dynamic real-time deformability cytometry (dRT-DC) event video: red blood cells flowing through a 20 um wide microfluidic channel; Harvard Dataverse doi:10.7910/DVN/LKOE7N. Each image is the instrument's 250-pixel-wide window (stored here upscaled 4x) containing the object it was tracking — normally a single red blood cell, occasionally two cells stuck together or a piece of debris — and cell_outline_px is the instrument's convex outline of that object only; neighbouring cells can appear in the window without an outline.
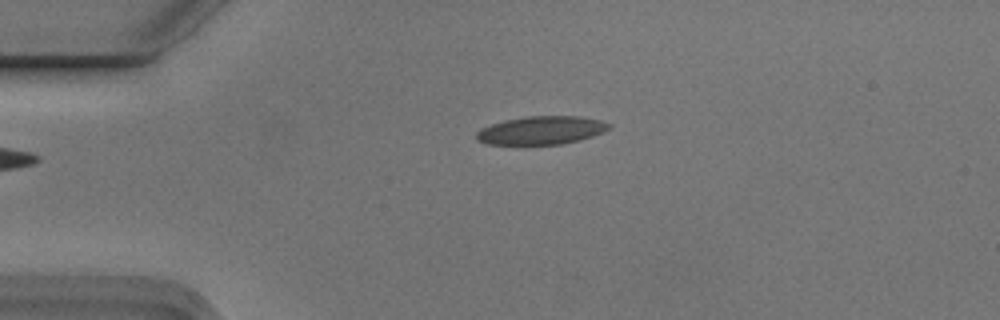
{"species": "Egyptian fruit bat (a non-hibernating species)", "species_latin": "Rousettus aegyptiacus", "temperature_condition": "cold", "stored_images_in_passage": 2, "camera_frame_rate_fps": 3000, "um_per_image_px": 0.085, "animal": {"sex": "male"}, "frame": {"image": 1, "passage_image": 2, "time_ms": 0.333, "image_size_px": [1000, 320], "cell_outline_px": [[612, 124], [608, 128], [592, 136], [580, 140], [560, 144], [488, 144], [476, 140], [476, 132], [480, 128], [504, 120], [524, 116], [580, 116], [600, 120]], "centroid_in_image_um": [45.97, 11.07], "position_along_channel_um": 39.0, "area_um2": 21.73}}